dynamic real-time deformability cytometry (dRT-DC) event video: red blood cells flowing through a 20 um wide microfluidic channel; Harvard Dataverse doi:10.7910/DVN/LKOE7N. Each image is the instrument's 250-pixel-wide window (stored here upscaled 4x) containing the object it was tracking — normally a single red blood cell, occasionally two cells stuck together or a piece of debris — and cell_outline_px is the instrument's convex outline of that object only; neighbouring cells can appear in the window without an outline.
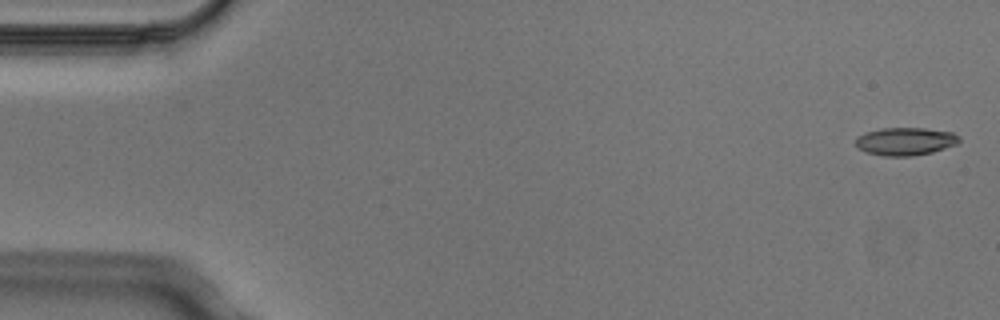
{"species": "Egyptian fruit bat (a non-hibernating species)", "species_latin": "Rousettus aegyptiacus", "temperature_condition": "cold", "stored_images_in_passage": 4, "camera_frame_rate_fps": 3000, "um_per_image_px": 0.085, "animal": {"sex": "male"}, "frame": {"image": 1, "passage_image": 1, "time_ms": 0.0, "image_size_px": [1000, 320], "cell_outline_px": [[960, 140], [956, 144], [932, 152], [912, 156], [884, 156], [868, 152], [860, 148], [856, 144], [856, 136], [868, 132], [884, 128], [924, 128], [952, 132], [960, 136]], "centroid_in_image_um": [76.98, 12.01], "position_along_channel_um": 8.0, "area_um2": 16.59}}
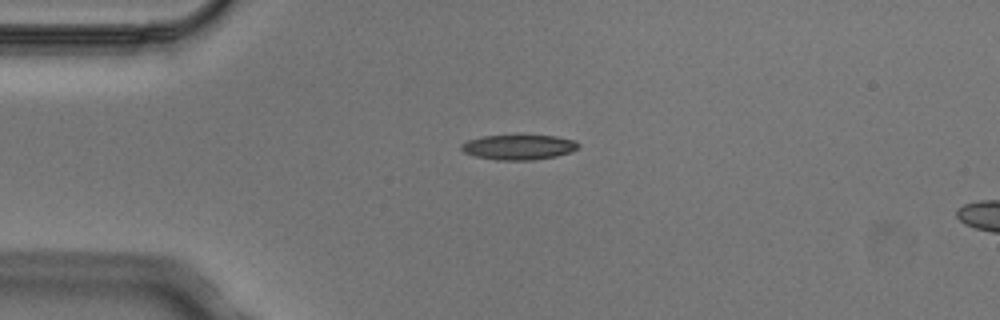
{"frame": {"image": 2, "passage_image": 3, "time_ms": 0.667, "image_size_px": [1000, 320], "cell_outline_px": [[580, 148], [556, 156], [532, 160], [496, 160], [476, 156], [464, 152], [460, 148], [460, 144], [468, 140], [484, 136], [516, 132], [520, 132], [556, 136], [572, 140], [580, 144]], "centroid_in_image_um": [44.08, 12.45], "position_along_channel_um": 40.9, "area_um2": 17.92}}